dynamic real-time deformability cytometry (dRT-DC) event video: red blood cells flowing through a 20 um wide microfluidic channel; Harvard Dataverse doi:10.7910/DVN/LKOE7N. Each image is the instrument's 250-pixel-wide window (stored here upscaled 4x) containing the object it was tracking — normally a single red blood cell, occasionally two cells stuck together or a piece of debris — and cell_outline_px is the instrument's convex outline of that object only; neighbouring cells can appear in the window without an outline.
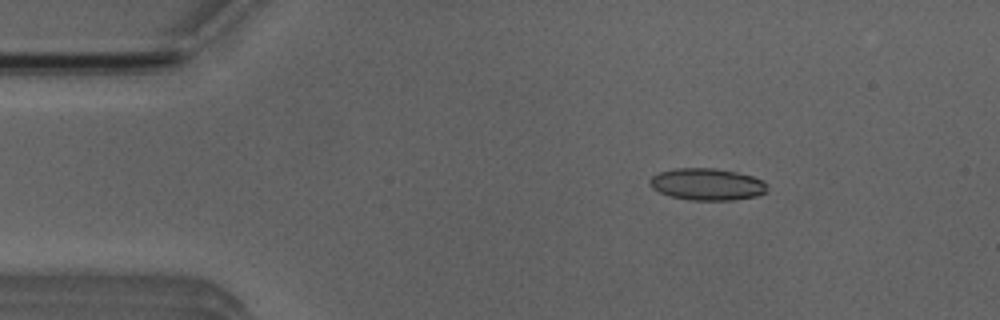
{"species": "Egyptian fruit bat (a non-hibernating species)", "species_latin": "Rousettus aegyptiacus", "temperature_condition": "room temperature", "stored_images_in_passage": 5, "camera_frame_rate_fps": 3000, "um_per_image_px": 0.085, "animal": {"sex": "male"}, "frame": {"image": 1, "passage_image": 3, "time_ms": 2.333, "image_size_px": [1000, 320], "cell_outline_px": [[768, 188], [764, 192], [756, 196], [732, 200], [688, 200], [672, 196], [660, 192], [652, 188], [648, 184], [648, 180], [652, 176], [660, 172], [676, 168], [716, 168], [736, 172], [752, 176], [768, 184]], "centroid_in_image_um": [60.08, 15.66], "position_along_channel_um": 24.9, "area_um2": 21.79}}
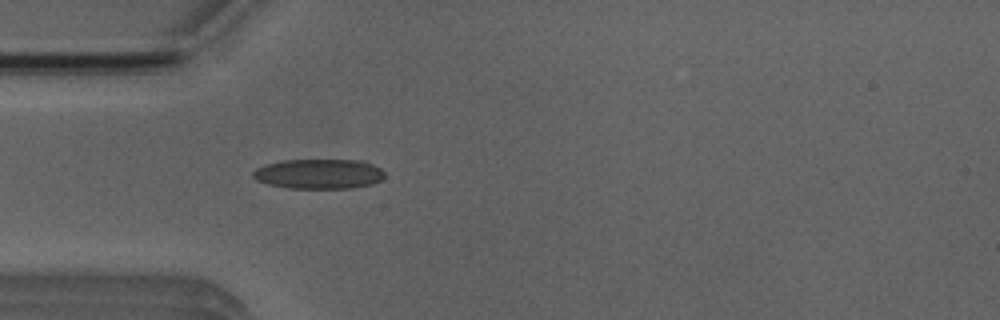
{"frame": {"image": 2, "passage_image": 5, "time_ms": 4.667, "image_size_px": [1000, 320], "cell_outline_px": [[384, 176], [380, 180], [372, 184], [352, 188], [288, 188], [268, 184], [256, 180], [252, 176], [252, 172], [256, 168], [264, 164], [284, 160], [364, 160], [380, 168], [384, 172]], "centroid_in_image_um": [27.09, 14.77], "position_along_channel_um": 57.9, "area_um2": 23.0}}